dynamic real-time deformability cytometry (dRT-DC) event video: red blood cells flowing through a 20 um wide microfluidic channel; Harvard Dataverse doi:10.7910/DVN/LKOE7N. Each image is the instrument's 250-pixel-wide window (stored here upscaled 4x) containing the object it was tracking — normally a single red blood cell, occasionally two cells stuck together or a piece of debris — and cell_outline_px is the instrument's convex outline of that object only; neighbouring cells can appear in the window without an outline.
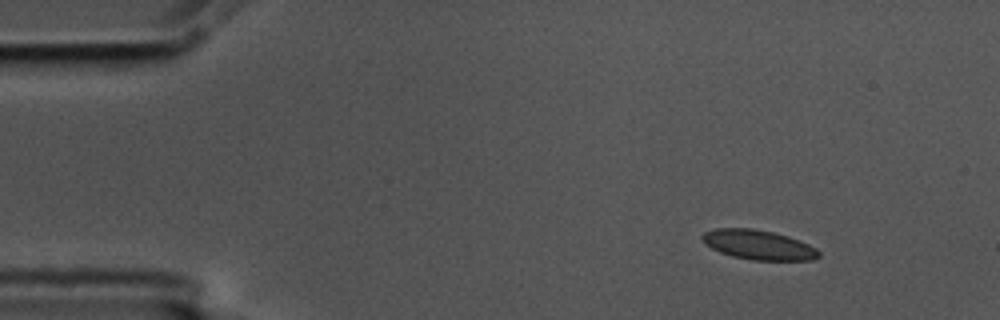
{"species": "common noctule bat (a hibernating species)", "species_latin": "Nyctalus noctula", "temperature_condition": "cold", "stored_images_in_passage": 5, "camera_frame_rate_fps": 3000, "um_per_image_px": 0.085, "animal": {"sex": "male", "body_mass_g": 17.5, "forearm_length_mm": 52.3}, "frame": {"image": 1, "passage_image": 1, "time_ms": 0.0, "image_size_px": [1000, 320], "cell_outline_px": [[820, 256], [812, 260], [752, 260], [732, 256], [720, 252], [704, 244], [700, 236], [704, 232], [716, 228], [752, 228], [772, 232], [788, 236], [800, 240], [816, 248], [820, 252]], "centroid_in_image_um": [64.45, 20.81], "position_along_channel_um": 20.5, "area_um2": 20.17}}